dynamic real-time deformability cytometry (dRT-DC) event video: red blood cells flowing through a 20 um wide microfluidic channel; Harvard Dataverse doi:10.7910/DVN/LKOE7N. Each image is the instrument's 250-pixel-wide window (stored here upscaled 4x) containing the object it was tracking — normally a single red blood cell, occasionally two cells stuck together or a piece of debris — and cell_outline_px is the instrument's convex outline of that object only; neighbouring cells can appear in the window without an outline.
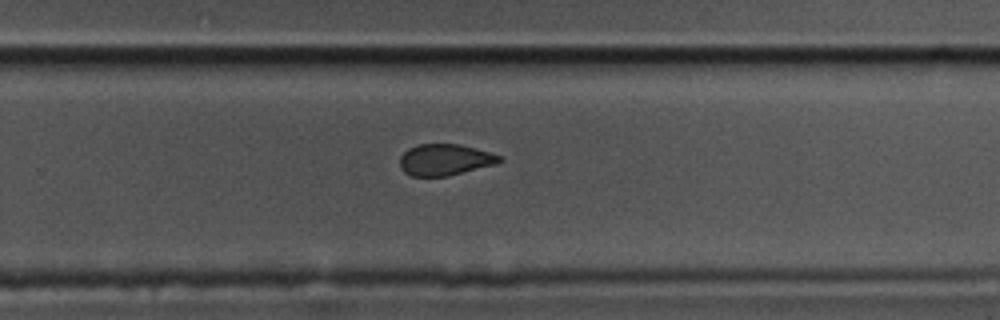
{"species": "common noctule bat (a hibernating species)", "species_latin": "Nyctalus noctula", "temperature_condition": "cold", "stored_images_in_passage": 26, "camera_frame_rate_fps": 3000, "um_per_image_px": 0.085, "animal": {"sex": "male", "body_mass_g": 17.5, "forearm_length_mm": 52.3}, "frame": {"image": 1, "passage_image": 22, "time_ms": 7.0, "image_size_px": [1000, 320], "cell_outline_px": [[504, 160], [496, 164], [448, 176], [412, 176], [404, 172], [400, 168], [400, 156], [408, 148], [420, 144], [460, 144], [476, 148], [500, 156]], "centroid_in_image_um": [37.81, 13.58], "position_along_channel_um": 292.0, "area_um2": 18.21}}
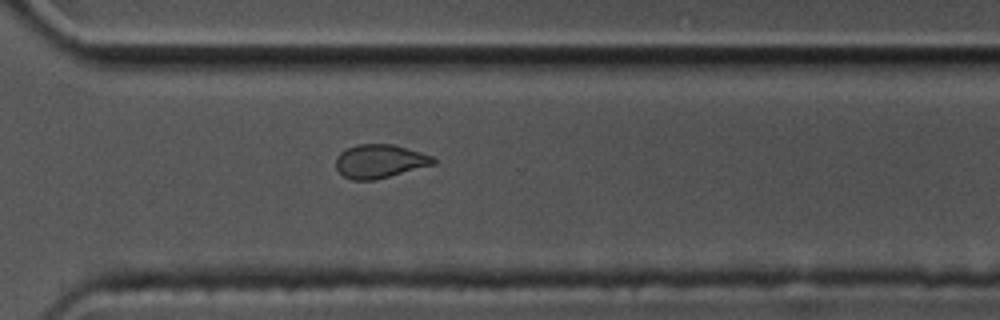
{"frame": {"image": 2, "passage_image": 26, "time_ms": 8.333, "image_size_px": [1000, 320], "cell_outline_px": [[436, 164], [376, 180], [352, 180], [344, 176], [336, 168], [336, 156], [340, 152], [356, 144], [392, 144], [420, 152], [432, 156], [436, 160]], "centroid_in_image_um": [32.28, 13.71], "position_along_channel_um": 338.3, "area_um2": 19.13}}